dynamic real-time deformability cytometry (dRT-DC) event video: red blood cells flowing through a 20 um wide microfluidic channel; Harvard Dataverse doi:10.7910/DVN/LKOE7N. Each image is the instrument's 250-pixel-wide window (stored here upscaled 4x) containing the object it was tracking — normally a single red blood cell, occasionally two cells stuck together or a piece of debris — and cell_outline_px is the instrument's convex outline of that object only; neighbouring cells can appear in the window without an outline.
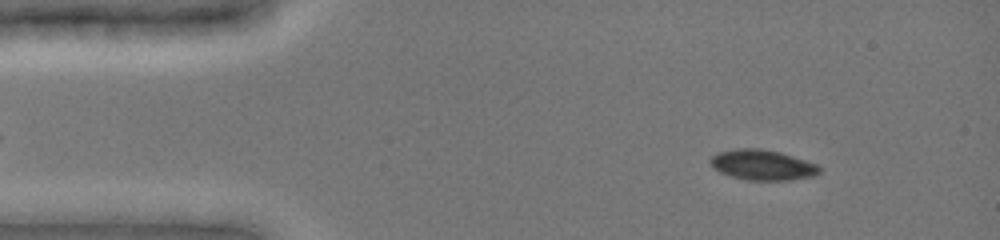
{"species": "common noctule bat (a hibernating species)", "species_latin": "Nyctalus noctula", "temperature_condition": "cold", "stored_images_in_passage": 52, "camera_frame_rate_fps": 3000, "um_per_image_px": 0.085, "animal": {"sex": "female", "body_mass_g": 19.0, "forearm_length_mm": 51.5}, "frame": {"image": 1, "passage_image": 6, "time_ms": 1.333, "image_size_px": [1000, 240], "cell_outline_px": [[820, 172], [812, 176], [788, 180], [744, 180], [720, 172], [712, 168], [708, 160], [716, 152], [736, 148], [760, 148], [780, 152], [816, 164], [820, 168]], "centroid_in_image_um": [64.74, 14.01], "position_along_channel_um": 20.3, "area_um2": 19.31}}
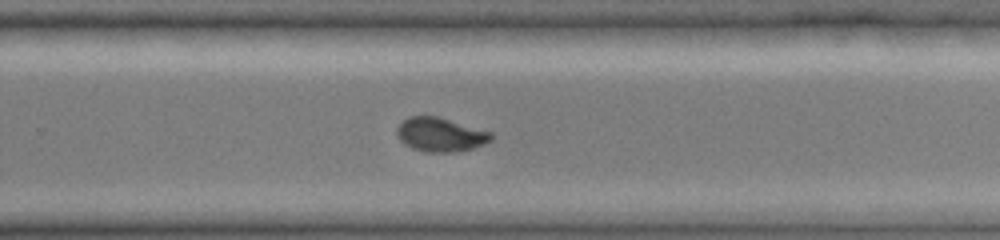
{"frame": {"image": 2, "passage_image": 39, "time_ms": 10.0, "image_size_px": [1000, 240], "cell_outline_px": [[492, 140], [484, 144], [472, 148], [452, 152], [428, 152], [412, 148], [404, 144], [400, 140], [396, 132], [396, 128], [408, 116], [436, 116], [492, 132]], "centroid_in_image_um": [37.42, 11.44], "position_along_channel_um": 292.4, "area_um2": 18.5}}
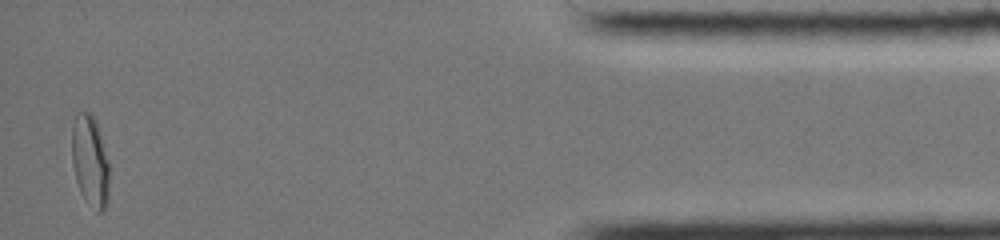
{"frame": {"image": 3, "passage_image": 52, "time_ms": 15.0, "image_size_px": [1000, 240], "cell_outline_px": [[108, 204], [100, 212], [96, 212], [84, 200], [80, 192], [76, 180], [72, 164], [72, 124], [76, 112], [88, 112], [96, 120], [108, 160]], "centroid_in_image_um": [7.64, 13.7], "position_along_channel_um": 427.6, "area_um2": 20.06}, "authors_computed_cell_mechanics": {"area_um2": 19.4497, "velocity_mm_per_s": 3.9453, "shape_relaxation_time_tau1_ms": 7.3588, "shape_relaxation_time_tau2_ms": null, "deformation_change_tau1": 0.1576, "deformation_change_tau2": null}}